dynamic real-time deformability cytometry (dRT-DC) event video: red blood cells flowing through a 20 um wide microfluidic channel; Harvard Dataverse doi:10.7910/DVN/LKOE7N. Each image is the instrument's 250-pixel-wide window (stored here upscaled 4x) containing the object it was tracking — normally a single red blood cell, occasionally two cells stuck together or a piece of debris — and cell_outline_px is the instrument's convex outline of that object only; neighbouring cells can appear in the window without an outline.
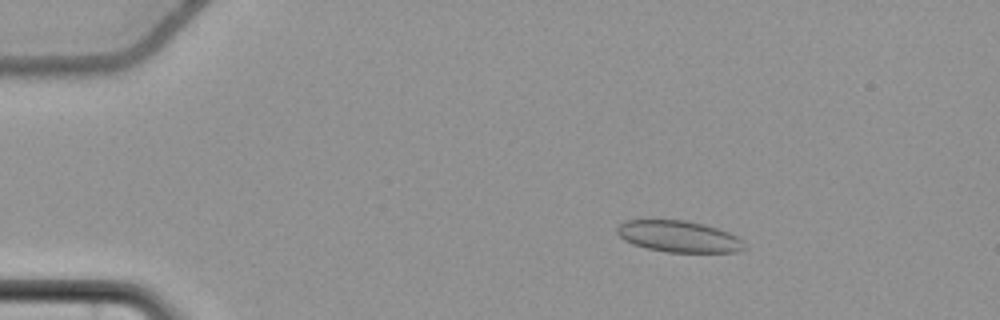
{"species": "common noctule bat (a hibernating species)", "species_latin": "Nyctalus noctula", "temperature_condition": "cold", "stored_images_in_passage": 58, "camera_frame_rate_fps": 3000, "um_per_image_px": 0.085, "animal": {"sex": "female", "body_mass_g": 22.7, "forearm_length_mm": 54.2}, "frame": {"image": 1, "passage_image": 11, "time_ms": 3.333, "image_size_px": [1000, 320], "cell_outline_px": [[744, 248], [736, 252], [668, 252], [648, 248], [632, 244], [624, 240], [616, 232], [616, 228], [624, 220], [688, 220], [704, 224], [728, 232], [744, 240]], "centroid_in_image_um": [57.68, 20.09], "position_along_channel_um": 27.3, "area_um2": 23.29}}
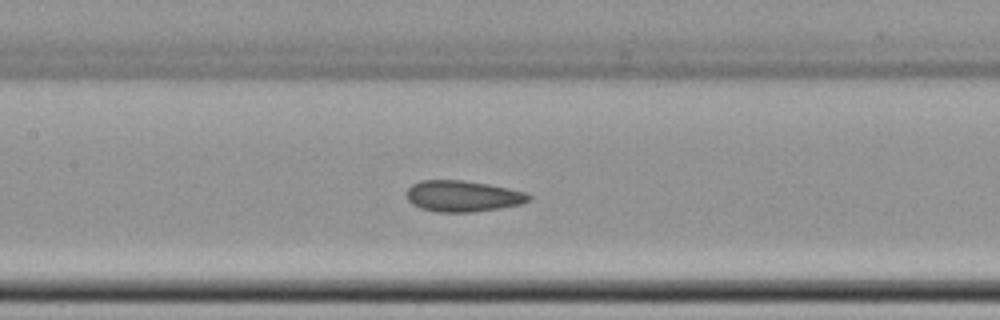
{"frame": {"image": 2, "passage_image": 29, "time_ms": 9.333, "image_size_px": [1000, 320], "cell_outline_px": [[532, 200], [520, 204], [500, 208], [472, 212], [436, 212], [420, 208], [412, 204], [408, 200], [408, 188], [412, 184], [420, 180], [464, 180], [488, 184], [508, 188], [524, 192], [532, 196]], "centroid_in_image_um": [39.34, 16.67], "position_along_channel_um": 168.1, "area_um2": 22.2}}
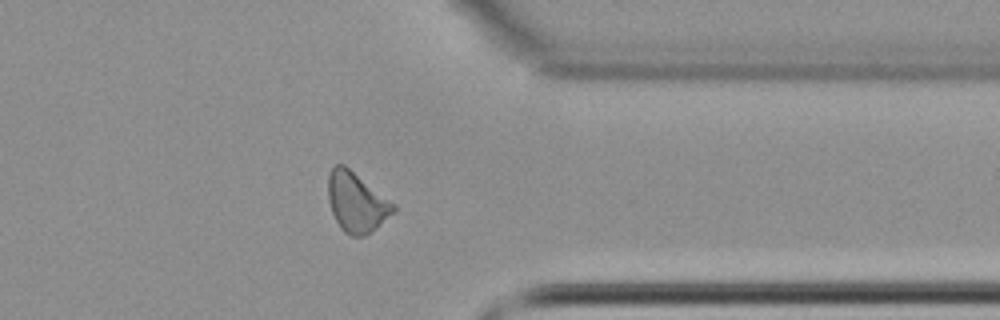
{"frame": {"image": 3, "passage_image": 47, "time_ms": 15.333, "image_size_px": [1000, 320], "cell_outline_px": [[396, 212], [364, 236], [352, 236], [344, 232], [340, 228], [332, 212], [328, 200], [328, 176], [332, 168], [336, 164], [344, 164], [396, 204]], "centroid_in_image_um": [30.31, 17.18], "position_along_channel_um": 381.1, "area_um2": 22.72}, "authors_computed_cell_mechanics": {"area_um2": 22.253, "velocity_mm_per_s": 3.6649, "shape_relaxation_time_tau1_ms": null, "shape_relaxation_time_tau2_ms": 2.9231, "deformation_change_tau1": null, "deformation_change_tau2": 0.0828}}